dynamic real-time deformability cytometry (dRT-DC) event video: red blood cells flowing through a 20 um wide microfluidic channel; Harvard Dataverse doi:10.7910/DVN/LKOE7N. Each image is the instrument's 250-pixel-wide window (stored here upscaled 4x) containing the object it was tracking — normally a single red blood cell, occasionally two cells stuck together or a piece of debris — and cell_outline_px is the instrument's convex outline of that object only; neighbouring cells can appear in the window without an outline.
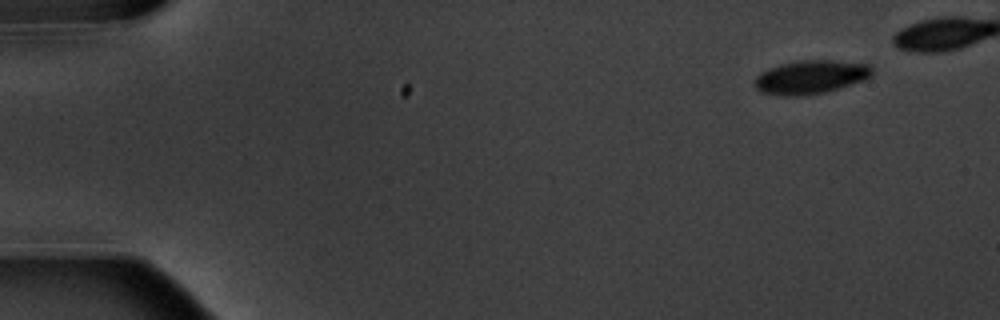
{"species": "common noctule bat (a hibernating species)", "species_latin": "Nyctalus noctula", "temperature_condition": "warm", "stored_images_in_passage": 11, "camera_frame_rate_fps": 3000, "um_per_image_px": 0.085, "animal": {"sex": "male", "body_mass_g": 20.1, "forearm_length_mm": 53.5}, "frame": {"image": 1, "passage_image": 1, "time_ms": 0.0, "image_size_px": [1000, 320], "cell_outline_px": [[872, 76], [864, 80], [840, 88], [824, 92], [804, 96], [780, 96], [760, 92], [756, 88], [756, 76], [760, 72], [768, 68], [780, 64], [800, 60], [832, 60], [868, 64], [872, 68]], "centroid_in_image_um": [68.9, 6.55], "position_along_channel_um": 16.1, "area_um2": 23.12}}
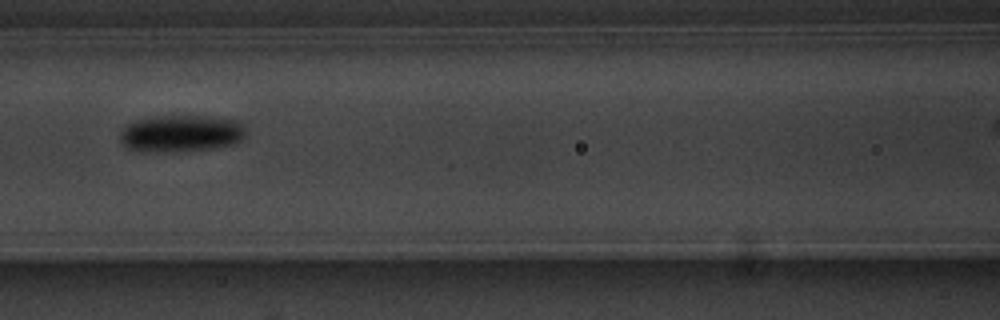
{"frame": {"image": 2, "passage_image": 7, "time_ms": 7.0, "image_size_px": [1000, 320], "cell_outline_px": [[244, 136], [240, 140], [232, 144], [212, 148], [176, 152], [140, 152], [128, 148], [120, 140], [120, 132], [128, 124], [136, 120], [164, 116], [200, 116], [236, 120], [244, 124]], "centroid_in_image_um": [15.36, 11.36], "position_along_channel_um": 151.2, "area_um2": 26.93}}
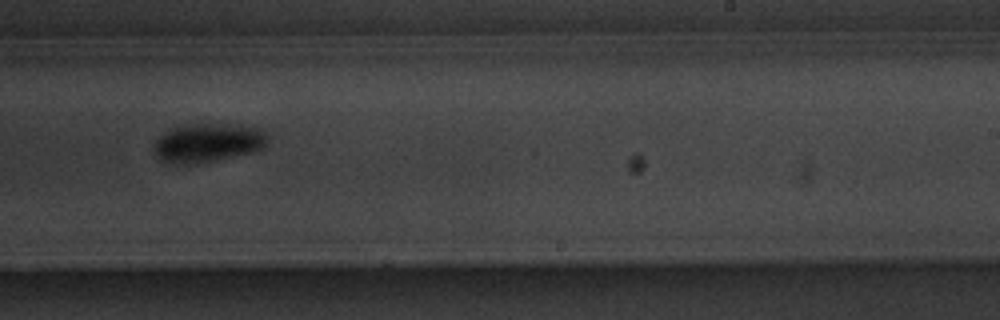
{"frame": {"image": 3, "passage_image": 10, "time_ms": 10.333, "image_size_px": [1000, 320], "cell_outline_px": [[268, 140], [260, 148], [252, 152], [200, 164], [172, 164], [160, 160], [156, 156], [152, 148], [156, 140], [164, 132], [172, 128], [184, 124], [244, 124], [260, 128], [268, 136]], "centroid_in_image_um": [17.63, 12.13], "position_along_channel_um": 271.4, "area_um2": 26.13}}